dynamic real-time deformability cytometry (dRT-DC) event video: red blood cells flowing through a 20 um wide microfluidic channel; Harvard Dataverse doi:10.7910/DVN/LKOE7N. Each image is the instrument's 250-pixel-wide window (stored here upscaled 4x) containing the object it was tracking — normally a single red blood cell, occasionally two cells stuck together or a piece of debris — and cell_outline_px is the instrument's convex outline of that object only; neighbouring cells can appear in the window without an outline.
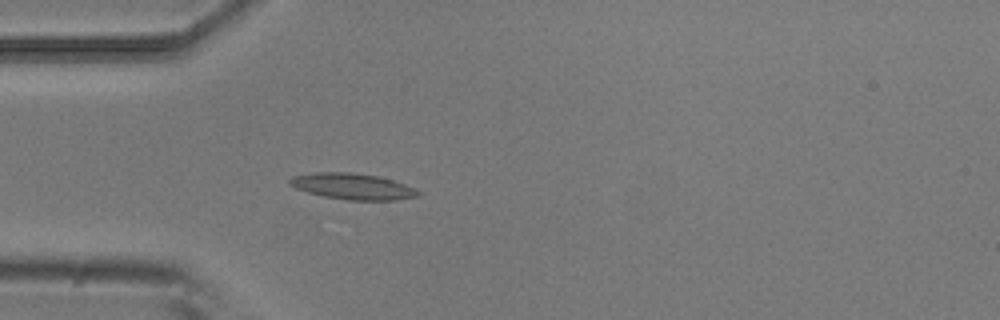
{"species": "common noctule bat (a hibernating species)", "species_latin": "Nyctalus noctula", "temperature_condition": "room temperature", "stored_images_in_passage": 5, "camera_frame_rate_fps": 3000, "um_per_image_px": 0.085, "animal": {"sex": "male", "body_mass_g": 20.5, "forearm_length_mm": 52.5}, "frame": {"image": 1, "passage_image": 5, "time_ms": 1.333, "image_size_px": [1000, 320], "cell_outline_px": [[420, 192], [416, 196], [396, 200], [348, 200], [324, 196], [308, 192], [296, 188], [288, 184], [288, 180], [292, 176], [312, 172], [348, 172], [376, 176], [392, 180], [404, 184]], "centroid_in_image_um": [29.9, 15.84], "position_along_channel_um": 55.1, "area_um2": 19.25}}